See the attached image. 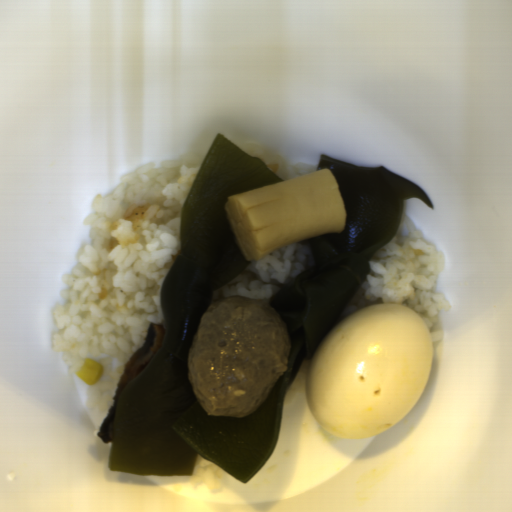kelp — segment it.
Wrapping results in <instances>:
<instances>
[{"label": "kelp", "mask_w": 512, "mask_h": 512, "mask_svg": "<svg viewBox=\"0 0 512 512\" xmlns=\"http://www.w3.org/2000/svg\"><path fill=\"white\" fill-rule=\"evenodd\" d=\"M341 193V233L309 237L313 265L275 295L290 349L284 373L251 415L208 414L189 381V354L215 292L247 261L228 222L229 197L284 182L259 157L216 134L183 208L180 254L166 273L160 305L166 319L161 349L123 390L116 407L109 471L140 476L193 475L201 455L243 483L278 444L286 394L364 284L369 260L396 232L406 199L426 192L384 167H355L322 156Z\"/></svg>", "instance_id": "1"}]
</instances>
